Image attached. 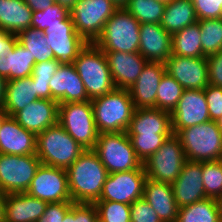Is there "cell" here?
<instances>
[{
	"label": "cell",
	"mask_w": 222,
	"mask_h": 222,
	"mask_svg": "<svg viewBox=\"0 0 222 222\" xmlns=\"http://www.w3.org/2000/svg\"><path fill=\"white\" fill-rule=\"evenodd\" d=\"M208 61L209 84L222 87V50L206 56Z\"/></svg>",
	"instance_id": "cell-47"
},
{
	"label": "cell",
	"mask_w": 222,
	"mask_h": 222,
	"mask_svg": "<svg viewBox=\"0 0 222 222\" xmlns=\"http://www.w3.org/2000/svg\"><path fill=\"white\" fill-rule=\"evenodd\" d=\"M173 134L189 126L210 121L204 89L184 90L176 108L171 112Z\"/></svg>",
	"instance_id": "cell-16"
},
{
	"label": "cell",
	"mask_w": 222,
	"mask_h": 222,
	"mask_svg": "<svg viewBox=\"0 0 222 222\" xmlns=\"http://www.w3.org/2000/svg\"><path fill=\"white\" fill-rule=\"evenodd\" d=\"M78 0H54L55 3L61 5L63 8H67L69 11L74 7V4Z\"/></svg>",
	"instance_id": "cell-51"
},
{
	"label": "cell",
	"mask_w": 222,
	"mask_h": 222,
	"mask_svg": "<svg viewBox=\"0 0 222 222\" xmlns=\"http://www.w3.org/2000/svg\"><path fill=\"white\" fill-rule=\"evenodd\" d=\"M176 222H221L216 199L206 198L179 208Z\"/></svg>",
	"instance_id": "cell-32"
},
{
	"label": "cell",
	"mask_w": 222,
	"mask_h": 222,
	"mask_svg": "<svg viewBox=\"0 0 222 222\" xmlns=\"http://www.w3.org/2000/svg\"><path fill=\"white\" fill-rule=\"evenodd\" d=\"M202 174L206 198L222 196V160L202 162Z\"/></svg>",
	"instance_id": "cell-37"
},
{
	"label": "cell",
	"mask_w": 222,
	"mask_h": 222,
	"mask_svg": "<svg viewBox=\"0 0 222 222\" xmlns=\"http://www.w3.org/2000/svg\"><path fill=\"white\" fill-rule=\"evenodd\" d=\"M137 157L144 163L172 135H128Z\"/></svg>",
	"instance_id": "cell-39"
},
{
	"label": "cell",
	"mask_w": 222,
	"mask_h": 222,
	"mask_svg": "<svg viewBox=\"0 0 222 222\" xmlns=\"http://www.w3.org/2000/svg\"><path fill=\"white\" fill-rule=\"evenodd\" d=\"M165 73V63H146L135 83L128 89L135 109L156 108L158 86Z\"/></svg>",
	"instance_id": "cell-19"
},
{
	"label": "cell",
	"mask_w": 222,
	"mask_h": 222,
	"mask_svg": "<svg viewBox=\"0 0 222 222\" xmlns=\"http://www.w3.org/2000/svg\"><path fill=\"white\" fill-rule=\"evenodd\" d=\"M166 72L185 90L205 89L209 84L206 57H182L171 55L165 62Z\"/></svg>",
	"instance_id": "cell-15"
},
{
	"label": "cell",
	"mask_w": 222,
	"mask_h": 222,
	"mask_svg": "<svg viewBox=\"0 0 222 222\" xmlns=\"http://www.w3.org/2000/svg\"><path fill=\"white\" fill-rule=\"evenodd\" d=\"M52 100L60 103L88 101L87 92L73 63H61L51 77Z\"/></svg>",
	"instance_id": "cell-18"
},
{
	"label": "cell",
	"mask_w": 222,
	"mask_h": 222,
	"mask_svg": "<svg viewBox=\"0 0 222 222\" xmlns=\"http://www.w3.org/2000/svg\"><path fill=\"white\" fill-rule=\"evenodd\" d=\"M41 164L37 155L0 154V192H26Z\"/></svg>",
	"instance_id": "cell-11"
},
{
	"label": "cell",
	"mask_w": 222,
	"mask_h": 222,
	"mask_svg": "<svg viewBox=\"0 0 222 222\" xmlns=\"http://www.w3.org/2000/svg\"><path fill=\"white\" fill-rule=\"evenodd\" d=\"M58 123L84 149H94L98 139L91 100L60 103Z\"/></svg>",
	"instance_id": "cell-8"
},
{
	"label": "cell",
	"mask_w": 222,
	"mask_h": 222,
	"mask_svg": "<svg viewBox=\"0 0 222 222\" xmlns=\"http://www.w3.org/2000/svg\"><path fill=\"white\" fill-rule=\"evenodd\" d=\"M218 127L222 131V117L217 121Z\"/></svg>",
	"instance_id": "cell-56"
},
{
	"label": "cell",
	"mask_w": 222,
	"mask_h": 222,
	"mask_svg": "<svg viewBox=\"0 0 222 222\" xmlns=\"http://www.w3.org/2000/svg\"><path fill=\"white\" fill-rule=\"evenodd\" d=\"M117 9L111 0H78L70 10V16L76 32L87 43H94Z\"/></svg>",
	"instance_id": "cell-9"
},
{
	"label": "cell",
	"mask_w": 222,
	"mask_h": 222,
	"mask_svg": "<svg viewBox=\"0 0 222 222\" xmlns=\"http://www.w3.org/2000/svg\"><path fill=\"white\" fill-rule=\"evenodd\" d=\"M128 135H173L171 113L156 108L135 109Z\"/></svg>",
	"instance_id": "cell-24"
},
{
	"label": "cell",
	"mask_w": 222,
	"mask_h": 222,
	"mask_svg": "<svg viewBox=\"0 0 222 222\" xmlns=\"http://www.w3.org/2000/svg\"><path fill=\"white\" fill-rule=\"evenodd\" d=\"M99 222H131L130 204L115 201H97L94 203Z\"/></svg>",
	"instance_id": "cell-38"
},
{
	"label": "cell",
	"mask_w": 222,
	"mask_h": 222,
	"mask_svg": "<svg viewBox=\"0 0 222 222\" xmlns=\"http://www.w3.org/2000/svg\"><path fill=\"white\" fill-rule=\"evenodd\" d=\"M131 222H162L157 212L143 199L130 204Z\"/></svg>",
	"instance_id": "cell-43"
},
{
	"label": "cell",
	"mask_w": 222,
	"mask_h": 222,
	"mask_svg": "<svg viewBox=\"0 0 222 222\" xmlns=\"http://www.w3.org/2000/svg\"><path fill=\"white\" fill-rule=\"evenodd\" d=\"M166 3L159 0H129L124 7L140 24H160Z\"/></svg>",
	"instance_id": "cell-34"
},
{
	"label": "cell",
	"mask_w": 222,
	"mask_h": 222,
	"mask_svg": "<svg viewBox=\"0 0 222 222\" xmlns=\"http://www.w3.org/2000/svg\"><path fill=\"white\" fill-rule=\"evenodd\" d=\"M186 161L181 141L173 134L143 163V166L148 179L173 184Z\"/></svg>",
	"instance_id": "cell-10"
},
{
	"label": "cell",
	"mask_w": 222,
	"mask_h": 222,
	"mask_svg": "<svg viewBox=\"0 0 222 222\" xmlns=\"http://www.w3.org/2000/svg\"><path fill=\"white\" fill-rule=\"evenodd\" d=\"M172 55L191 58L204 57L198 22L188 25L172 35Z\"/></svg>",
	"instance_id": "cell-31"
},
{
	"label": "cell",
	"mask_w": 222,
	"mask_h": 222,
	"mask_svg": "<svg viewBox=\"0 0 222 222\" xmlns=\"http://www.w3.org/2000/svg\"><path fill=\"white\" fill-rule=\"evenodd\" d=\"M91 103L99 134L127 131L135 110L128 89L115 88Z\"/></svg>",
	"instance_id": "cell-2"
},
{
	"label": "cell",
	"mask_w": 222,
	"mask_h": 222,
	"mask_svg": "<svg viewBox=\"0 0 222 222\" xmlns=\"http://www.w3.org/2000/svg\"><path fill=\"white\" fill-rule=\"evenodd\" d=\"M24 2L32 9L33 12L44 11L55 3L54 0H24Z\"/></svg>",
	"instance_id": "cell-50"
},
{
	"label": "cell",
	"mask_w": 222,
	"mask_h": 222,
	"mask_svg": "<svg viewBox=\"0 0 222 222\" xmlns=\"http://www.w3.org/2000/svg\"><path fill=\"white\" fill-rule=\"evenodd\" d=\"M147 179L144 166L126 172L110 173L103 185L98 201H115L131 204L143 198Z\"/></svg>",
	"instance_id": "cell-12"
},
{
	"label": "cell",
	"mask_w": 222,
	"mask_h": 222,
	"mask_svg": "<svg viewBox=\"0 0 222 222\" xmlns=\"http://www.w3.org/2000/svg\"><path fill=\"white\" fill-rule=\"evenodd\" d=\"M66 171L73 203L94 204L99 200L109 173L93 149H86Z\"/></svg>",
	"instance_id": "cell-1"
},
{
	"label": "cell",
	"mask_w": 222,
	"mask_h": 222,
	"mask_svg": "<svg viewBox=\"0 0 222 222\" xmlns=\"http://www.w3.org/2000/svg\"><path fill=\"white\" fill-rule=\"evenodd\" d=\"M184 90L185 89L166 72L158 86L156 109L171 113L176 108Z\"/></svg>",
	"instance_id": "cell-35"
},
{
	"label": "cell",
	"mask_w": 222,
	"mask_h": 222,
	"mask_svg": "<svg viewBox=\"0 0 222 222\" xmlns=\"http://www.w3.org/2000/svg\"><path fill=\"white\" fill-rule=\"evenodd\" d=\"M73 202L48 203L45 212L37 222H62Z\"/></svg>",
	"instance_id": "cell-45"
},
{
	"label": "cell",
	"mask_w": 222,
	"mask_h": 222,
	"mask_svg": "<svg viewBox=\"0 0 222 222\" xmlns=\"http://www.w3.org/2000/svg\"><path fill=\"white\" fill-rule=\"evenodd\" d=\"M32 16L24 0H0V29L18 34L31 27Z\"/></svg>",
	"instance_id": "cell-28"
},
{
	"label": "cell",
	"mask_w": 222,
	"mask_h": 222,
	"mask_svg": "<svg viewBox=\"0 0 222 222\" xmlns=\"http://www.w3.org/2000/svg\"><path fill=\"white\" fill-rule=\"evenodd\" d=\"M6 194L0 192V222H4V202Z\"/></svg>",
	"instance_id": "cell-53"
},
{
	"label": "cell",
	"mask_w": 222,
	"mask_h": 222,
	"mask_svg": "<svg viewBox=\"0 0 222 222\" xmlns=\"http://www.w3.org/2000/svg\"><path fill=\"white\" fill-rule=\"evenodd\" d=\"M18 42L28 49L35 63L54 59V53L47 45L44 31L29 27L17 34Z\"/></svg>",
	"instance_id": "cell-33"
},
{
	"label": "cell",
	"mask_w": 222,
	"mask_h": 222,
	"mask_svg": "<svg viewBox=\"0 0 222 222\" xmlns=\"http://www.w3.org/2000/svg\"><path fill=\"white\" fill-rule=\"evenodd\" d=\"M47 204L26 192L6 194L4 222H37Z\"/></svg>",
	"instance_id": "cell-25"
},
{
	"label": "cell",
	"mask_w": 222,
	"mask_h": 222,
	"mask_svg": "<svg viewBox=\"0 0 222 222\" xmlns=\"http://www.w3.org/2000/svg\"><path fill=\"white\" fill-rule=\"evenodd\" d=\"M202 162L186 161L172 184L178 208L206 199L203 186Z\"/></svg>",
	"instance_id": "cell-20"
},
{
	"label": "cell",
	"mask_w": 222,
	"mask_h": 222,
	"mask_svg": "<svg viewBox=\"0 0 222 222\" xmlns=\"http://www.w3.org/2000/svg\"><path fill=\"white\" fill-rule=\"evenodd\" d=\"M139 53L148 62H163L172 55V35L160 24H140Z\"/></svg>",
	"instance_id": "cell-22"
},
{
	"label": "cell",
	"mask_w": 222,
	"mask_h": 222,
	"mask_svg": "<svg viewBox=\"0 0 222 222\" xmlns=\"http://www.w3.org/2000/svg\"><path fill=\"white\" fill-rule=\"evenodd\" d=\"M56 100L37 99L18 111L13 118L26 130L36 135L58 123Z\"/></svg>",
	"instance_id": "cell-23"
},
{
	"label": "cell",
	"mask_w": 222,
	"mask_h": 222,
	"mask_svg": "<svg viewBox=\"0 0 222 222\" xmlns=\"http://www.w3.org/2000/svg\"><path fill=\"white\" fill-rule=\"evenodd\" d=\"M197 21L192 0H171L166 3L160 25L173 35Z\"/></svg>",
	"instance_id": "cell-29"
},
{
	"label": "cell",
	"mask_w": 222,
	"mask_h": 222,
	"mask_svg": "<svg viewBox=\"0 0 222 222\" xmlns=\"http://www.w3.org/2000/svg\"><path fill=\"white\" fill-rule=\"evenodd\" d=\"M201 32L203 56L212 55L222 50V18L197 21Z\"/></svg>",
	"instance_id": "cell-36"
},
{
	"label": "cell",
	"mask_w": 222,
	"mask_h": 222,
	"mask_svg": "<svg viewBox=\"0 0 222 222\" xmlns=\"http://www.w3.org/2000/svg\"><path fill=\"white\" fill-rule=\"evenodd\" d=\"M46 43L61 63H73L87 42L76 32L71 16L44 31Z\"/></svg>",
	"instance_id": "cell-14"
},
{
	"label": "cell",
	"mask_w": 222,
	"mask_h": 222,
	"mask_svg": "<svg viewBox=\"0 0 222 222\" xmlns=\"http://www.w3.org/2000/svg\"><path fill=\"white\" fill-rule=\"evenodd\" d=\"M18 41L17 34L0 29V59L6 56L14 48Z\"/></svg>",
	"instance_id": "cell-48"
},
{
	"label": "cell",
	"mask_w": 222,
	"mask_h": 222,
	"mask_svg": "<svg viewBox=\"0 0 222 222\" xmlns=\"http://www.w3.org/2000/svg\"><path fill=\"white\" fill-rule=\"evenodd\" d=\"M198 20L222 18V0H192Z\"/></svg>",
	"instance_id": "cell-42"
},
{
	"label": "cell",
	"mask_w": 222,
	"mask_h": 222,
	"mask_svg": "<svg viewBox=\"0 0 222 222\" xmlns=\"http://www.w3.org/2000/svg\"><path fill=\"white\" fill-rule=\"evenodd\" d=\"M70 16V11L54 3L44 11L33 12L31 27L45 31L49 26L61 23Z\"/></svg>",
	"instance_id": "cell-40"
},
{
	"label": "cell",
	"mask_w": 222,
	"mask_h": 222,
	"mask_svg": "<svg viewBox=\"0 0 222 222\" xmlns=\"http://www.w3.org/2000/svg\"><path fill=\"white\" fill-rule=\"evenodd\" d=\"M26 193L47 203L72 202L67 171L43 164L37 169Z\"/></svg>",
	"instance_id": "cell-13"
},
{
	"label": "cell",
	"mask_w": 222,
	"mask_h": 222,
	"mask_svg": "<svg viewBox=\"0 0 222 222\" xmlns=\"http://www.w3.org/2000/svg\"><path fill=\"white\" fill-rule=\"evenodd\" d=\"M60 64L61 62L56 59L36 63L32 70V80L50 81Z\"/></svg>",
	"instance_id": "cell-46"
},
{
	"label": "cell",
	"mask_w": 222,
	"mask_h": 222,
	"mask_svg": "<svg viewBox=\"0 0 222 222\" xmlns=\"http://www.w3.org/2000/svg\"><path fill=\"white\" fill-rule=\"evenodd\" d=\"M37 135L24 129L12 116L0 120V154L36 155Z\"/></svg>",
	"instance_id": "cell-17"
},
{
	"label": "cell",
	"mask_w": 222,
	"mask_h": 222,
	"mask_svg": "<svg viewBox=\"0 0 222 222\" xmlns=\"http://www.w3.org/2000/svg\"><path fill=\"white\" fill-rule=\"evenodd\" d=\"M116 88L129 89L148 62L139 52H104Z\"/></svg>",
	"instance_id": "cell-21"
},
{
	"label": "cell",
	"mask_w": 222,
	"mask_h": 222,
	"mask_svg": "<svg viewBox=\"0 0 222 222\" xmlns=\"http://www.w3.org/2000/svg\"><path fill=\"white\" fill-rule=\"evenodd\" d=\"M98 214L94 204L73 203L62 222H97Z\"/></svg>",
	"instance_id": "cell-41"
},
{
	"label": "cell",
	"mask_w": 222,
	"mask_h": 222,
	"mask_svg": "<svg viewBox=\"0 0 222 222\" xmlns=\"http://www.w3.org/2000/svg\"><path fill=\"white\" fill-rule=\"evenodd\" d=\"M108 173L126 172L140 168L127 132L100 133L93 149Z\"/></svg>",
	"instance_id": "cell-7"
},
{
	"label": "cell",
	"mask_w": 222,
	"mask_h": 222,
	"mask_svg": "<svg viewBox=\"0 0 222 222\" xmlns=\"http://www.w3.org/2000/svg\"><path fill=\"white\" fill-rule=\"evenodd\" d=\"M5 87H6V79L0 76V109H2L3 107Z\"/></svg>",
	"instance_id": "cell-52"
},
{
	"label": "cell",
	"mask_w": 222,
	"mask_h": 222,
	"mask_svg": "<svg viewBox=\"0 0 222 222\" xmlns=\"http://www.w3.org/2000/svg\"><path fill=\"white\" fill-rule=\"evenodd\" d=\"M217 206H218V211H219V218L220 221L222 222V196L218 197L216 199Z\"/></svg>",
	"instance_id": "cell-55"
},
{
	"label": "cell",
	"mask_w": 222,
	"mask_h": 222,
	"mask_svg": "<svg viewBox=\"0 0 222 222\" xmlns=\"http://www.w3.org/2000/svg\"><path fill=\"white\" fill-rule=\"evenodd\" d=\"M159 1H162V2H164V3H168V2L171 1V0H159Z\"/></svg>",
	"instance_id": "cell-57"
},
{
	"label": "cell",
	"mask_w": 222,
	"mask_h": 222,
	"mask_svg": "<svg viewBox=\"0 0 222 222\" xmlns=\"http://www.w3.org/2000/svg\"><path fill=\"white\" fill-rule=\"evenodd\" d=\"M118 8H124L129 0H111Z\"/></svg>",
	"instance_id": "cell-54"
},
{
	"label": "cell",
	"mask_w": 222,
	"mask_h": 222,
	"mask_svg": "<svg viewBox=\"0 0 222 222\" xmlns=\"http://www.w3.org/2000/svg\"><path fill=\"white\" fill-rule=\"evenodd\" d=\"M210 119L218 121L222 117V87L208 84L204 89Z\"/></svg>",
	"instance_id": "cell-44"
},
{
	"label": "cell",
	"mask_w": 222,
	"mask_h": 222,
	"mask_svg": "<svg viewBox=\"0 0 222 222\" xmlns=\"http://www.w3.org/2000/svg\"><path fill=\"white\" fill-rule=\"evenodd\" d=\"M85 150L59 123L37 134L36 155L43 165L66 170Z\"/></svg>",
	"instance_id": "cell-4"
},
{
	"label": "cell",
	"mask_w": 222,
	"mask_h": 222,
	"mask_svg": "<svg viewBox=\"0 0 222 222\" xmlns=\"http://www.w3.org/2000/svg\"><path fill=\"white\" fill-rule=\"evenodd\" d=\"M3 114H4V113H3L2 109H0V120H1V116H2Z\"/></svg>",
	"instance_id": "cell-58"
},
{
	"label": "cell",
	"mask_w": 222,
	"mask_h": 222,
	"mask_svg": "<svg viewBox=\"0 0 222 222\" xmlns=\"http://www.w3.org/2000/svg\"><path fill=\"white\" fill-rule=\"evenodd\" d=\"M180 139L187 161L208 162L222 160V131L217 121H207L181 129Z\"/></svg>",
	"instance_id": "cell-5"
},
{
	"label": "cell",
	"mask_w": 222,
	"mask_h": 222,
	"mask_svg": "<svg viewBox=\"0 0 222 222\" xmlns=\"http://www.w3.org/2000/svg\"><path fill=\"white\" fill-rule=\"evenodd\" d=\"M89 100L113 91V83L105 53L94 43H87L73 62Z\"/></svg>",
	"instance_id": "cell-3"
},
{
	"label": "cell",
	"mask_w": 222,
	"mask_h": 222,
	"mask_svg": "<svg viewBox=\"0 0 222 222\" xmlns=\"http://www.w3.org/2000/svg\"><path fill=\"white\" fill-rule=\"evenodd\" d=\"M29 52L17 41L7 58L0 59V76L6 81L30 77L36 63Z\"/></svg>",
	"instance_id": "cell-30"
},
{
	"label": "cell",
	"mask_w": 222,
	"mask_h": 222,
	"mask_svg": "<svg viewBox=\"0 0 222 222\" xmlns=\"http://www.w3.org/2000/svg\"><path fill=\"white\" fill-rule=\"evenodd\" d=\"M36 88V97L38 99H49L52 100L50 92V81L33 80Z\"/></svg>",
	"instance_id": "cell-49"
},
{
	"label": "cell",
	"mask_w": 222,
	"mask_h": 222,
	"mask_svg": "<svg viewBox=\"0 0 222 222\" xmlns=\"http://www.w3.org/2000/svg\"><path fill=\"white\" fill-rule=\"evenodd\" d=\"M94 44L103 52H139L140 23L125 8H118Z\"/></svg>",
	"instance_id": "cell-6"
},
{
	"label": "cell",
	"mask_w": 222,
	"mask_h": 222,
	"mask_svg": "<svg viewBox=\"0 0 222 222\" xmlns=\"http://www.w3.org/2000/svg\"><path fill=\"white\" fill-rule=\"evenodd\" d=\"M36 88L31 76L6 81L2 111L14 116L28 104L36 101Z\"/></svg>",
	"instance_id": "cell-27"
},
{
	"label": "cell",
	"mask_w": 222,
	"mask_h": 222,
	"mask_svg": "<svg viewBox=\"0 0 222 222\" xmlns=\"http://www.w3.org/2000/svg\"><path fill=\"white\" fill-rule=\"evenodd\" d=\"M143 199L157 212L162 222H176L178 206L172 184L146 179Z\"/></svg>",
	"instance_id": "cell-26"
}]
</instances>
